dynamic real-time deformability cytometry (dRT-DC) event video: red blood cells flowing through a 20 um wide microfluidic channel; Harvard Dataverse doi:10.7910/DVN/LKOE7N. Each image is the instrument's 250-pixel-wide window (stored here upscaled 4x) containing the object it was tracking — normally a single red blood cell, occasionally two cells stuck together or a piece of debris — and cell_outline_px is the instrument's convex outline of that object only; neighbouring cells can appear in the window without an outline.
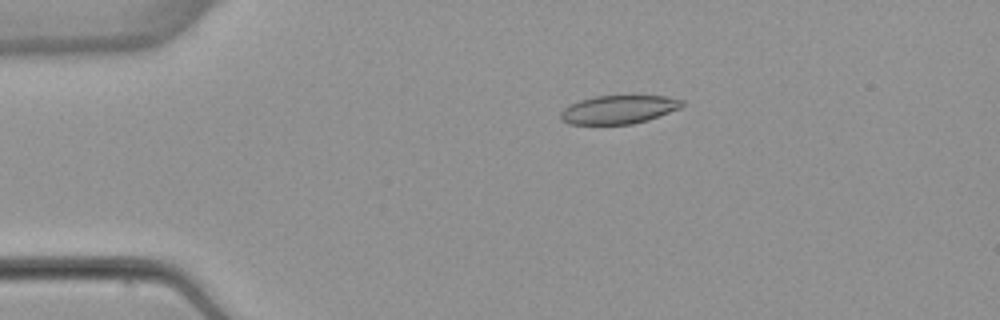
{"species": "common noctule bat (a hibernating species)", "species_latin": "Nyctalus noctula", "temperature_condition": "warm", "stored_images_in_passage": 4, "camera_frame_rate_fps": 3000, "um_per_image_px": 0.085, "animal": {"sex": "female", "body_mass_g": 22.7, "forearm_length_mm": 54.2}, "frame": {"image": 1, "passage_image": 2, "time_ms": 2.333, "image_size_px": [1000, 320], "cell_outline_px": [[684, 104], [680, 108], [648, 120], [632, 124], [568, 124], [560, 120], [560, 112], [564, 108], [580, 100], [592, 96], [664, 96], [684, 100]], "centroid_in_image_um": [52.57, 9.31], "position_along_channel_um": 32.4, "area_um2": 20.11}}
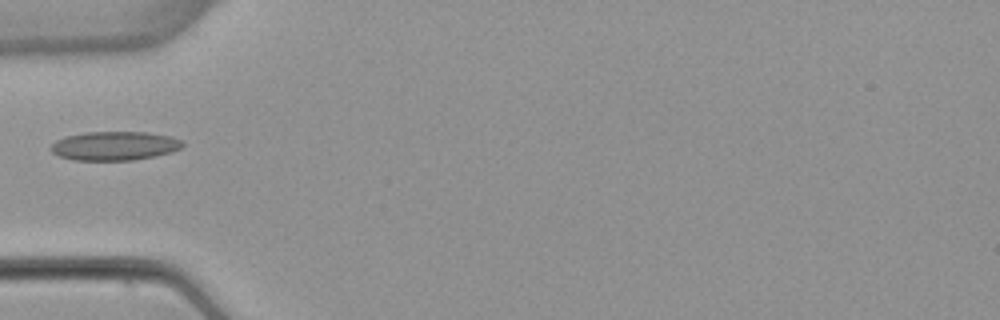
{"frame": {"image": 2, "passage_image": 4, "time_ms": 4.667, "image_size_px": [1000, 320], "cell_outline_px": [[184, 144], [180, 148], [172, 152], [156, 156], [132, 160], [72, 160], [60, 156], [52, 152], [48, 148], [56, 140], [64, 136], [84, 132], [148, 132], [172, 136], [184, 140]], "centroid_in_image_um": [9.75, 12.39], "position_along_channel_um": 75.3, "area_um2": 22.48}}